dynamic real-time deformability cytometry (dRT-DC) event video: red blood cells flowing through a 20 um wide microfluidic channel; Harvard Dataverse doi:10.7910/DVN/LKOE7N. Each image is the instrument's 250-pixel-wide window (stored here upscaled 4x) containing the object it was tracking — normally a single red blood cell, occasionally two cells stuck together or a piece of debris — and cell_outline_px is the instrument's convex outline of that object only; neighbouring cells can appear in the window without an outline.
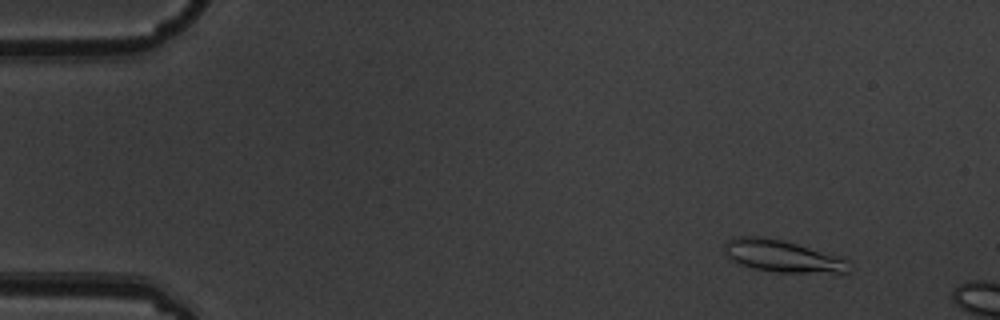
{"species": "common noctule bat (a hibernating species)", "species_latin": "Nyctalus noctula", "temperature_condition": "warm", "stored_images_in_passage": 3, "camera_frame_rate_fps": 3000, "um_per_image_px": 0.085, "animal": {"sex": "male", "body_mass_g": 19.5, "forearm_length_mm": 54.6}, "frame": {"image": 1, "passage_image": 2, "time_ms": 0.333, "image_size_px": [1000, 320], "cell_outline_px": [[852, 272], [776, 272], [756, 268], [740, 264], [732, 260], [724, 252], [724, 244], [728, 240], [740, 236], [764, 236], [784, 240], [848, 260]], "centroid_in_image_um": [66.46, 21.76], "position_along_channel_um": 18.5, "area_um2": 22.83}}